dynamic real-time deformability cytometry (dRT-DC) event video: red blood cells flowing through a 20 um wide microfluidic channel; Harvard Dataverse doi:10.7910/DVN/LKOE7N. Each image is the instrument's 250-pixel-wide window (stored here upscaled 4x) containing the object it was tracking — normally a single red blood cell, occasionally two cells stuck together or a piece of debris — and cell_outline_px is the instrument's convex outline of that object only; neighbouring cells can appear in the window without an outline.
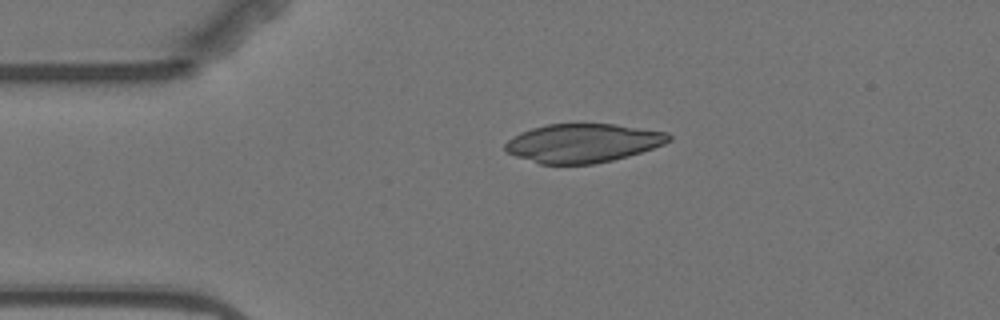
{"species": "Egyptian fruit bat (a non-hibernating species)", "species_latin": "Rousettus aegyptiacus", "temperature_condition": "warm", "stored_images_in_passage": 2, "camera_frame_rate_fps": 3000, "um_per_image_px": 0.085, "animal": {"sex": "female"}, "frame": {"image": 1, "passage_image": 2, "time_ms": 5.0, "image_size_px": [1000, 320], "cell_outline_px": [[672, 140], [664, 144], [628, 156], [612, 160], [592, 164], [540, 164], [516, 156], [508, 152], [504, 148], [504, 144], [508, 140], [520, 132], [532, 128], [548, 124], [612, 124], [668, 132], [672, 136]], "centroid_in_image_um": [49.55, 12.16], "position_along_channel_um": 35.5, "area_um2": 36.76}}